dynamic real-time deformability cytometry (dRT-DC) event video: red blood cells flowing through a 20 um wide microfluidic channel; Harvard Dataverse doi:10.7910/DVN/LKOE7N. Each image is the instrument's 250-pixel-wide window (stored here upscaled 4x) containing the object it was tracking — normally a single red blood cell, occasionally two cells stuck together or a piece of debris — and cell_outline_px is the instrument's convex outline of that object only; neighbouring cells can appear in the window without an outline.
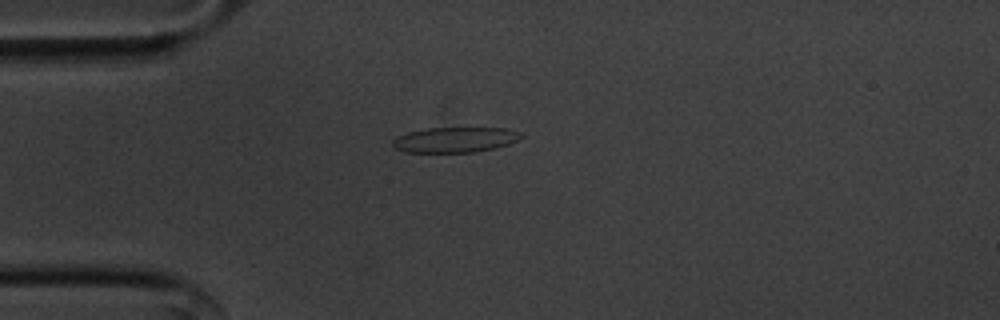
{"species": "common noctule bat (a hibernating species)", "species_latin": "Nyctalus noctula", "temperature_condition": "cold", "stored_images_in_passage": 42, "camera_frame_rate_fps": 3000, "um_per_image_px": 0.085, "animal": {"sex": "male", "body_mass_g": 20.1, "forearm_length_mm": 53.5}, "frame": {"image": 1, "passage_image": 1, "time_ms": 0.0, "image_size_px": [1000, 320], "cell_outline_px": [[524, 136], [520, 140], [496, 148], [476, 152], [404, 152], [392, 148], [392, 140], [396, 136], [408, 132], [428, 128], [508, 128], [520, 132]], "centroid_in_image_um": [38.68, 11.88], "position_along_channel_um": 46.3, "area_um2": 19.19}}
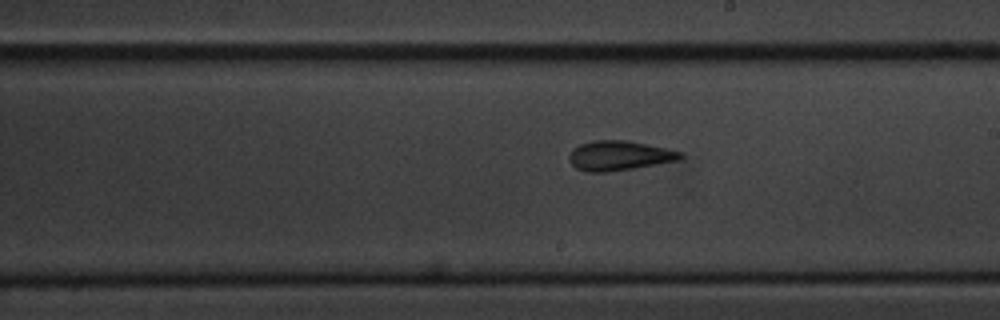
{"frame": {"image": 2, "passage_image": 18, "time_ms": 5.667, "image_size_px": [1000, 320], "cell_outline_px": [[684, 156], [680, 160], [632, 168], [604, 172], [588, 172], [576, 168], [568, 160], [568, 156], [572, 148], [580, 144], [592, 140], [624, 140], [684, 152]], "centroid_in_image_um": [52.6, 13.22], "position_along_channel_um": 236.4, "area_um2": 19.13}}
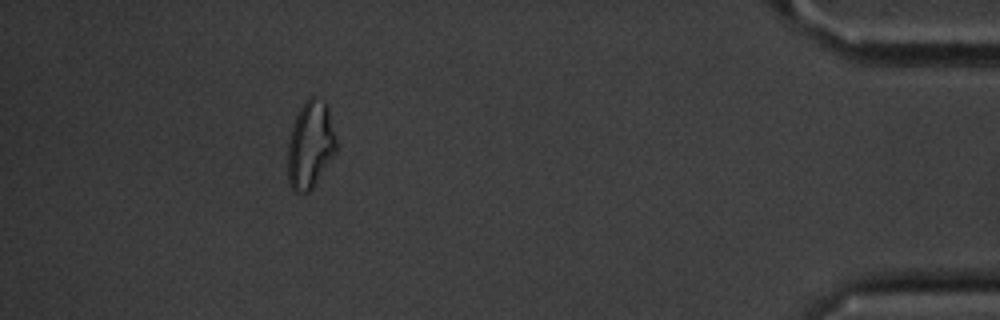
{"frame": {"image": 3, "passage_image": 37, "time_ms": 12.0, "image_size_px": [1000, 320], "cell_outline_px": [[336, 152], [312, 188], [308, 192], [292, 192], [288, 184], [288, 140], [296, 116], [304, 100], [308, 96], [316, 96], [324, 100], [328, 108], [336, 140]], "centroid_in_image_um": [26.36, 12.3], "position_along_channel_um": 408.8, "area_um2": 24.74}, "authors_computed_cell_mechanics": {"area_um2": 19.1029, "velocity_mm_per_s": 3.5867, "shape_relaxation_time_tau1_ms": 3.7861, "shape_relaxation_time_tau2_ms": 2.5363, "deformation_change_tau1": 0.1181, "deformation_change_tau2": 0.1084}}